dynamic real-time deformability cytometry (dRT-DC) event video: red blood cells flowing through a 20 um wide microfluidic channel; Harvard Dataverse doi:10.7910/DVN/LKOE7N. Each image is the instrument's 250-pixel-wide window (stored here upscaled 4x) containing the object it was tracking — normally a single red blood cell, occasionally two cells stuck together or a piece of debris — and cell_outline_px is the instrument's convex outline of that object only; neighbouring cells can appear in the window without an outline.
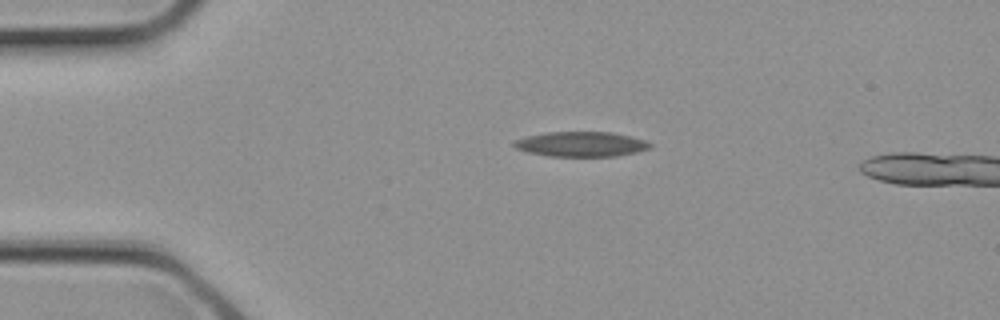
{"species": "common noctule bat (a hibernating species)", "species_latin": "Nyctalus noctula", "temperature_condition": "cold", "stored_images_in_passage": 2, "camera_frame_rate_fps": 3000, "um_per_image_px": 0.085, "animal": {"sex": "female", "body_mass_g": 21.9}, "frame": {"image": 1, "passage_image": 1, "time_ms": 0.0, "image_size_px": [1000, 320], "cell_outline_px": [[652, 148], [636, 152], [616, 156], [548, 156], [528, 152], [516, 148], [512, 144], [516, 140], [528, 136], [544, 132], [612, 132], [644, 140], [652, 144]], "centroid_in_image_um": [49.4, 12.25], "position_along_channel_um": 35.6, "area_um2": 19.65}}